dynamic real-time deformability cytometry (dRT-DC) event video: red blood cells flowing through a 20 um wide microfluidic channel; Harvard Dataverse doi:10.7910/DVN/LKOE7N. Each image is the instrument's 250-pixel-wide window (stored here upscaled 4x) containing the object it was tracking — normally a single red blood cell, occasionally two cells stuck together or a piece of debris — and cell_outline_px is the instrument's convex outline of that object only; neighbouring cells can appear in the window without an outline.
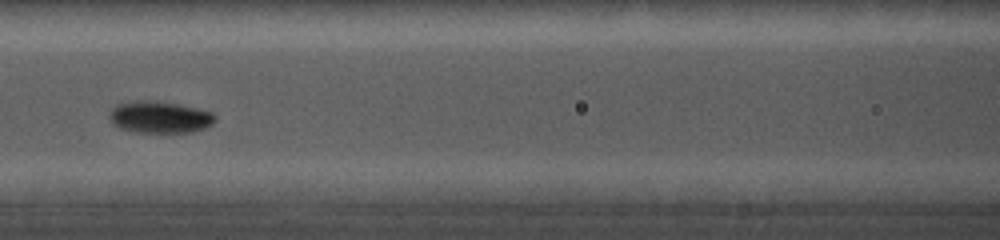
{"species": "common noctule bat (a hibernating species)", "species_latin": "Nyctalus noctula", "temperature_condition": "cold", "stored_images_in_passage": 10, "camera_frame_rate_fps": 5000, "um_per_image_px": 0.085, "animal": {"sex": "female", "body_mass_g": 19.0, "forearm_length_mm": 56.7}, "frame": {"image": 1, "passage_image": 7, "time_ms": 7.0, "image_size_px": [1000, 240], "cell_outline_px": [[216, 120], [212, 124], [204, 128], [192, 132], [136, 132], [120, 128], [112, 124], [108, 116], [112, 108], [116, 104], [136, 100], [156, 100], [180, 104], [212, 112], [216, 116]], "centroid_in_image_um": [13.56, 9.94], "position_along_channel_um": 153.0, "area_um2": 19.83}}
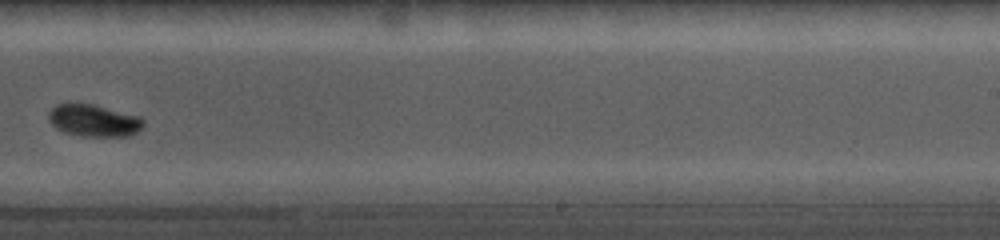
{"frame": {"image": 2, "passage_image": 10, "time_ms": 10.4, "image_size_px": [1000, 240], "cell_outline_px": [[144, 124], [136, 132], [128, 136], [80, 136], [64, 132], [56, 128], [48, 120], [48, 112], [56, 104], [92, 104], [140, 116], [144, 120]], "centroid_in_image_um": [7.96, 10.25], "position_along_channel_um": 281.0, "area_um2": 17.63}}